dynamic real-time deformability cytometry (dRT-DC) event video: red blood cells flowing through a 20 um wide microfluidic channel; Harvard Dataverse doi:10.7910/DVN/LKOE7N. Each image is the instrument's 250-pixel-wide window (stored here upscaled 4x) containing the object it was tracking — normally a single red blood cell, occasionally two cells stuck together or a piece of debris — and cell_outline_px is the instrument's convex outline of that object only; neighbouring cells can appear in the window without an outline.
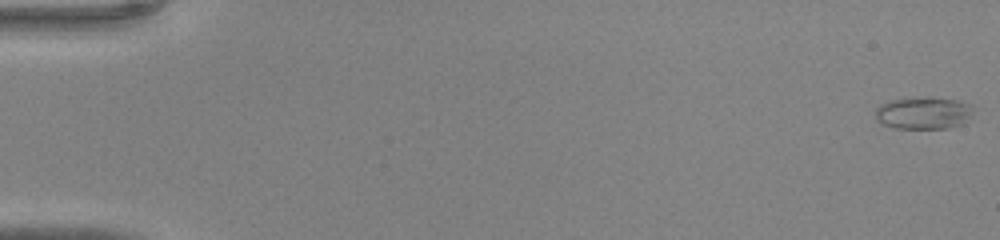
{"species": "common noctule bat (a hibernating species)", "species_latin": "Nyctalus noctula", "temperature_condition": "warm", "stored_images_in_passage": 47, "camera_frame_rate_fps": 3000, "um_per_image_px": 0.085, "animal": {"sex": "male", "body_mass_g": 20.0, "forearm_length_mm": 53.3}, "frame": {"image": 1, "passage_image": 1, "time_ms": 0.0, "image_size_px": [1000, 240], "cell_outline_px": [[972, 112], [964, 124], [948, 128], [896, 128], [884, 124], [876, 120], [876, 108], [880, 104], [888, 100], [924, 96], [956, 100], [972, 104]], "centroid_in_image_um": [78.49, 9.59], "position_along_channel_um": 6.5, "area_um2": 18.55}}
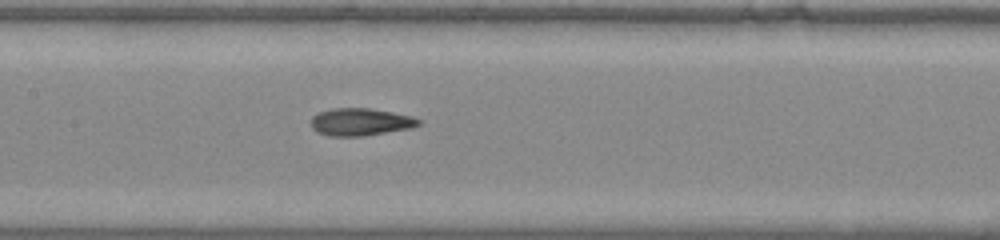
{"frame": {"image": 2, "passage_image": 24, "time_ms": 7.667, "image_size_px": [1000, 240], "cell_outline_px": [[420, 124], [412, 128], [364, 136], [328, 136], [316, 132], [312, 128], [312, 116], [320, 112], [332, 108], [368, 108], [392, 112], [412, 116], [420, 120]], "centroid_in_image_um": [30.63, 10.37], "position_along_channel_um": 176.8, "area_um2": 17.22}}
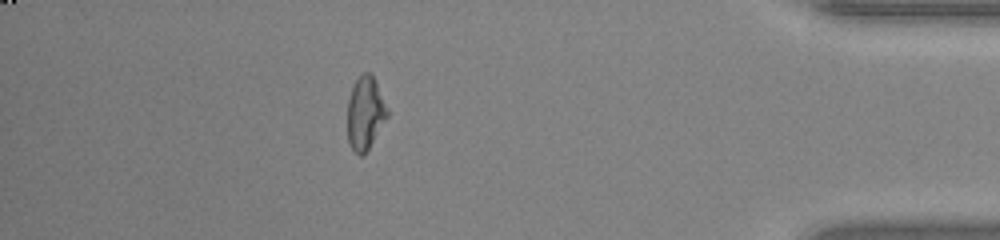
{"frame": {"image": 3, "passage_image": 42, "time_ms": 13.667, "image_size_px": [1000, 240], "cell_outline_px": [[388, 116], [364, 156], [360, 156], [352, 148], [348, 140], [348, 96], [356, 80], [364, 72], [368, 72], [372, 76], [388, 108]], "centroid_in_image_um": [31.04, 9.64], "position_along_channel_um": 404.2, "area_um2": 16.7}}